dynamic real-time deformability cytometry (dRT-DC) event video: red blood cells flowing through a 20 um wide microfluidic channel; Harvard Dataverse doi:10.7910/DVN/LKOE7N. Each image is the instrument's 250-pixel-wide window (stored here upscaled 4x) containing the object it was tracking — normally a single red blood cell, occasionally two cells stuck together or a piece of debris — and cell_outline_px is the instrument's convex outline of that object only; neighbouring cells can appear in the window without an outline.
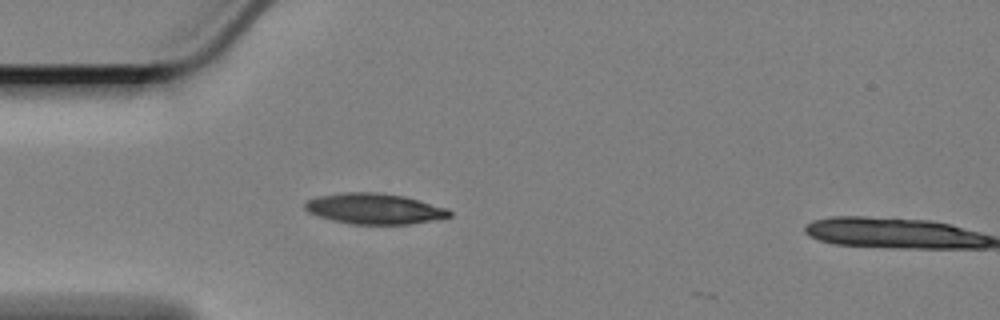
{"species": "Egyptian fruit bat (a non-hibernating species)", "species_latin": "Rousettus aegyptiacus", "temperature_condition": "cold", "stored_images_in_passage": 2, "camera_frame_rate_fps": 3000, "um_per_image_px": 0.085, "animal": {"sex": "female"}, "frame": {"image": 1, "passage_image": 1, "time_ms": 0.0, "image_size_px": [1000, 320], "cell_outline_px": [[452, 216], [408, 224], [352, 224], [332, 220], [308, 212], [304, 208], [304, 204], [308, 200], [316, 196], [344, 192], [380, 192], [404, 196], [448, 208], [452, 212]], "centroid_in_image_um": [31.81, 17.73], "position_along_channel_um": 53.2, "area_um2": 25.78}}